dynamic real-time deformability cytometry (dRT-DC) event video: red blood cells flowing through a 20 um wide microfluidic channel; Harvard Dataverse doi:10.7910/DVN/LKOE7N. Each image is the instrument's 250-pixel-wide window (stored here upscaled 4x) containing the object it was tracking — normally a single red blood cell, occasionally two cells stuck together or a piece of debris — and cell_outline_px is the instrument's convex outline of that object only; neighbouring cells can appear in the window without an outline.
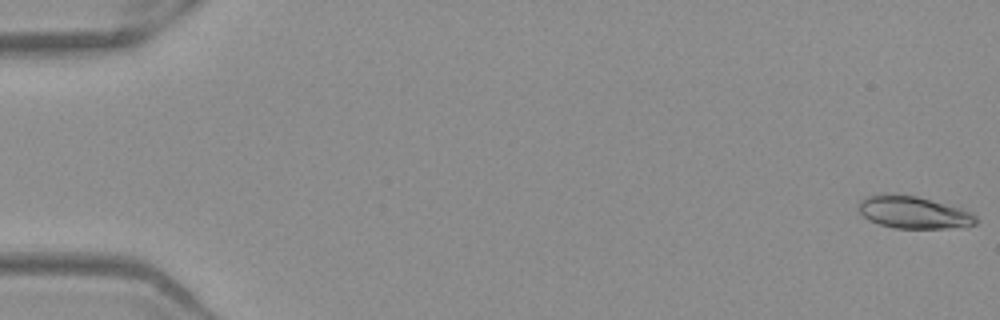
{"species": "Egyptian fruit bat (a non-hibernating species)", "species_latin": "Rousettus aegyptiacus", "temperature_condition": "warm", "stored_images_in_passage": 53, "camera_frame_rate_fps": 3000, "um_per_image_px": 0.085, "frame": {"image": 1, "passage_image": 1, "time_ms": 0.0, "image_size_px": [1000, 320], "cell_outline_px": [[980, 220], [976, 224], [968, 228], [896, 228], [880, 224], [868, 220], [860, 212], [860, 200], [864, 196], [880, 192], [892, 192], [916, 196], [960, 208], [972, 212]], "centroid_in_image_um": [77.67, 18.04], "position_along_channel_um": 7.3, "area_um2": 22.6}}
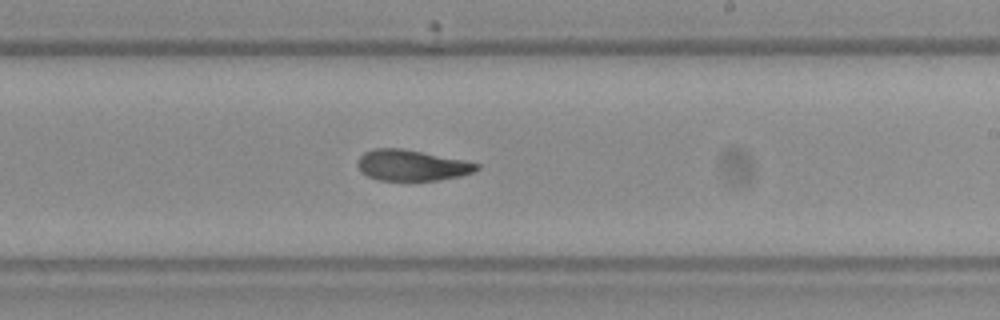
{"frame": {"image": 2, "passage_image": 32, "time_ms": 10.333, "image_size_px": [1000, 320], "cell_outline_px": [[480, 168], [472, 172], [460, 176], [440, 180], [380, 180], [368, 176], [360, 172], [356, 164], [356, 160], [364, 152], [372, 148], [404, 148], [464, 160], [480, 164]], "centroid_in_image_um": [34.96, 14.04], "position_along_channel_um": 254.0, "area_um2": 21.62}}
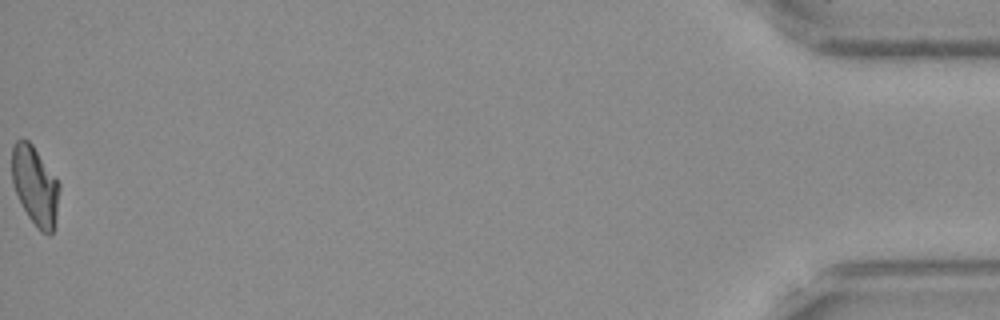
{"frame": {"image": 3, "passage_image": 53, "time_ms": 17.333, "image_size_px": [1000, 320], "cell_outline_px": [[60, 188], [56, 212], [52, 232], [48, 236], [40, 232], [28, 216], [12, 184], [12, 144], [16, 140], [28, 140], [32, 144], [56, 176], [60, 184]], "centroid_in_image_um": [2.98, 15.76], "position_along_channel_um": 432.2, "area_um2": 21.73}, "authors_computed_cell_mechanics": {"area_um2": 22.3108, "velocity_mm_per_s": 3.9339, "shape_relaxation_time_tau1_ms": 5.8667, "shape_relaxation_time_tau2_ms": 1.8444, "deformation_change_tau1": 0.175, "deformation_change_tau2": 0.0739}}